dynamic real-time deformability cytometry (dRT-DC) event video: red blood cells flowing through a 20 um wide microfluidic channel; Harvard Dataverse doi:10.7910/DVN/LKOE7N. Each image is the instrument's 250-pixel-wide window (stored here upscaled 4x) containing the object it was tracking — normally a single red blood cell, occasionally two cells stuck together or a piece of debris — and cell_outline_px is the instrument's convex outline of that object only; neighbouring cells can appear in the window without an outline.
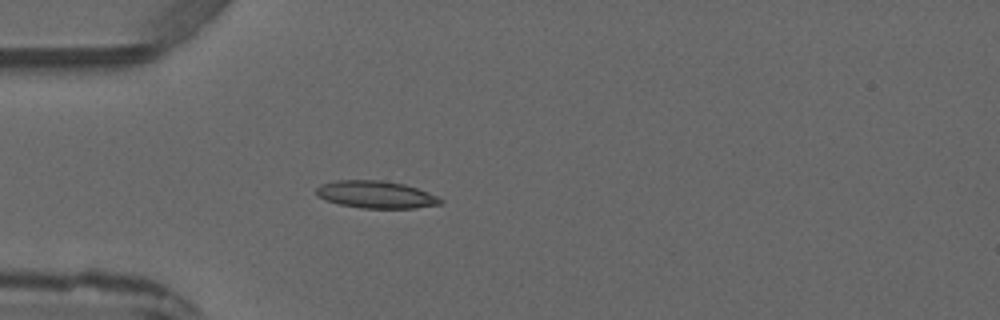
{"species": "common noctule bat (a hibernating species)", "species_latin": "Nyctalus noctula", "temperature_condition": "warm", "stored_images_in_passage": 2, "camera_frame_rate_fps": 3000, "um_per_image_px": 0.085, "animal": {"sex": "male", "forearm_length_mm": 52.5}, "frame": {"image": 1, "passage_image": 2, "time_ms": 1.333, "image_size_px": [1000, 320], "cell_outline_px": [[444, 204], [416, 208], [360, 208], [340, 204], [324, 200], [316, 196], [316, 188], [320, 184], [336, 180], [380, 180], [404, 184], [428, 192], [444, 200]], "centroid_in_image_um": [31.94, 16.54], "position_along_channel_um": 53.1, "area_um2": 19.94}}